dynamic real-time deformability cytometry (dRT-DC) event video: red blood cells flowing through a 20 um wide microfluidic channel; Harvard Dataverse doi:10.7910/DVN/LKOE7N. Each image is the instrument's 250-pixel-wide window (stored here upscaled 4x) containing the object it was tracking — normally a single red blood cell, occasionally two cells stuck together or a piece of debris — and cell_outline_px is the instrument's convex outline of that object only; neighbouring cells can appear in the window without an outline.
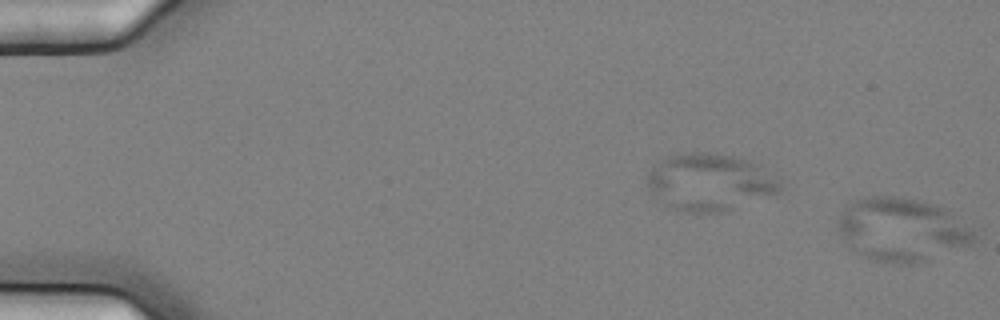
{"species": "common noctule bat (a hibernating species)", "species_latin": "Nyctalus noctula", "temperature_condition": "cold", "stored_images_in_passage": 3, "camera_frame_rate_fps": 3000, "um_per_image_px": 0.085, "animal": {"sex": "female", "body_mass_g": 25.1}, "frame": {"image": 1, "passage_image": 3, "time_ms": 0.667, "image_size_px": [1000, 320], "cell_outline_px": [[976, 240], [968, 244], [916, 264], [900, 264], [872, 260], [852, 248], [840, 232], [836, 220], [856, 200], [864, 196], [896, 196], [920, 200], [932, 204], [948, 212], [972, 232], [976, 236]], "centroid_in_image_um": [76.61, 19.52], "position_along_channel_um": 8.4, "area_um2": 48.73}}